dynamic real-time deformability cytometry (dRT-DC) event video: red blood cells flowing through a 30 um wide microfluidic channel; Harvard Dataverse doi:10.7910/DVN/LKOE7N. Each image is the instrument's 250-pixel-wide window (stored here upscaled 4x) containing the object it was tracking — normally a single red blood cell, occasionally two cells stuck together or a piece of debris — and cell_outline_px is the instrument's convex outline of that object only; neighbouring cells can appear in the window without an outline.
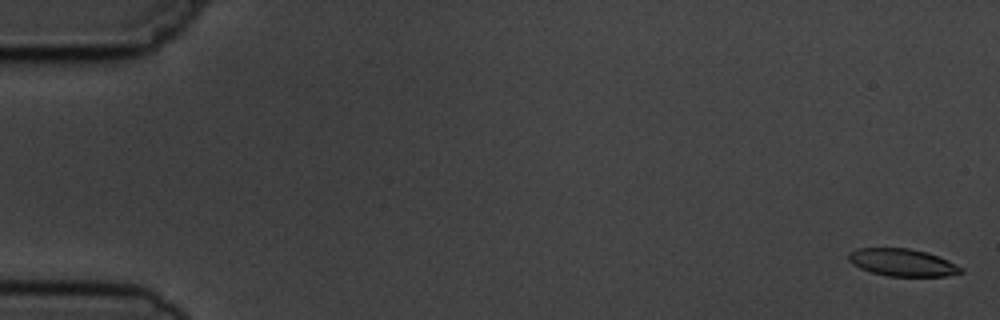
{"species": "common noctule bat (a hibernating species)", "species_latin": "Nyctalus noctula", "temperature_condition": "cold", "stored_images_in_passage": 6, "camera_frame_rate_fps": 3000, "um_per_image_px": 0.085, "animal": {"sex": "male", "body_mass_g": 19.5, "forearm_length_mm": 54.6}, "frame": {"image": 1, "passage_image": 1, "time_ms": 0.0, "image_size_px": [1000, 320], "cell_outline_px": [[964, 272], [944, 276], [888, 276], [872, 272], [860, 268], [852, 264], [848, 260], [848, 252], [856, 248], [908, 248], [928, 252], [948, 260], [964, 268]], "centroid_in_image_um": [76.7, 22.3], "position_along_channel_um": 8.3, "area_um2": 18.03}}
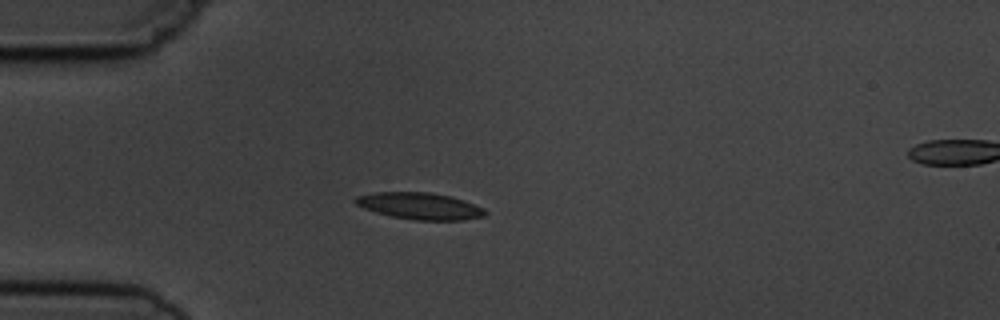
{"frame": {"image": 2, "passage_image": 5, "time_ms": 4.667, "image_size_px": [1000, 320], "cell_outline_px": [[488, 212], [484, 216], [464, 220], [416, 220], [392, 216], [376, 212], [364, 208], [356, 204], [352, 200], [356, 196], [376, 192], [428, 192], [452, 196], [464, 200], [484, 208]], "centroid_in_image_um": [35.7, 17.5], "position_along_channel_um": 49.3, "area_um2": 20.23}}